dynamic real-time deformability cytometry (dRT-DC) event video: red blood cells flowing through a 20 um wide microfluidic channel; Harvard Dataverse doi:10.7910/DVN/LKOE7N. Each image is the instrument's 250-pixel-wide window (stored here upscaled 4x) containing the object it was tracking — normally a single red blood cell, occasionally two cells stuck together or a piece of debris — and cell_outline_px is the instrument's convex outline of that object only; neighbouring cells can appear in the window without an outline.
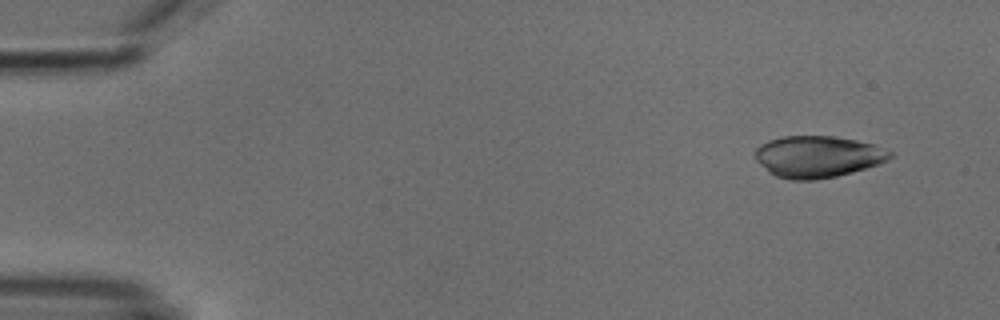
{"species": "common noctule bat (a hibernating species)", "species_latin": "Nyctalus noctula", "temperature_condition": "cold", "stored_images_in_passage": 8, "camera_frame_rate_fps": 3000, "um_per_image_px": 0.085, "animal": {"sex": "male", "body_mass_g": 18.8}, "frame": {"image": 1, "passage_image": 1, "time_ms": 0.0, "image_size_px": [1000, 320], "cell_outline_px": [[892, 156], [888, 160], [880, 164], [852, 172], [836, 176], [816, 180], [792, 180], [776, 176], [768, 172], [756, 160], [756, 148], [760, 144], [768, 140], [784, 136], [836, 136], [856, 140], [872, 144], [892, 152]], "centroid_in_image_um": [69.5, 13.32], "position_along_channel_um": 15.5, "area_um2": 32.77}}
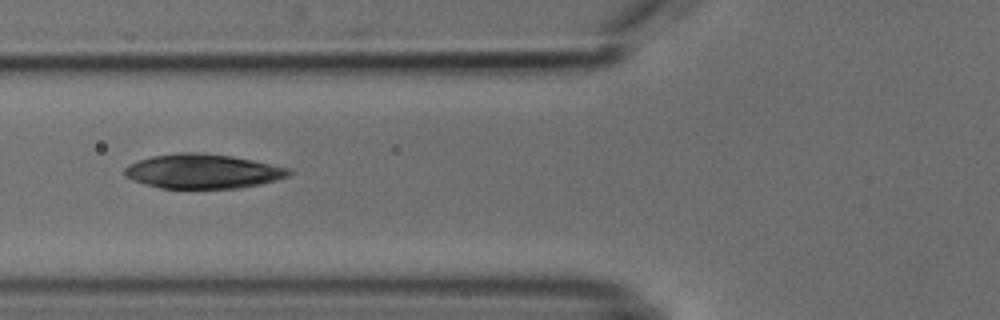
{"frame": {"image": 2, "passage_image": 5, "time_ms": 5.333, "image_size_px": [1000, 320], "cell_outline_px": [[292, 172], [288, 176], [276, 180], [260, 184], [240, 188], [160, 188], [132, 180], [124, 176], [124, 168], [128, 164], [152, 156], [180, 152], [196, 152], [232, 156], [252, 160], [288, 168]], "centroid_in_image_um": [17.21, 14.56], "position_along_channel_um": 108.6, "area_um2": 32.83}}
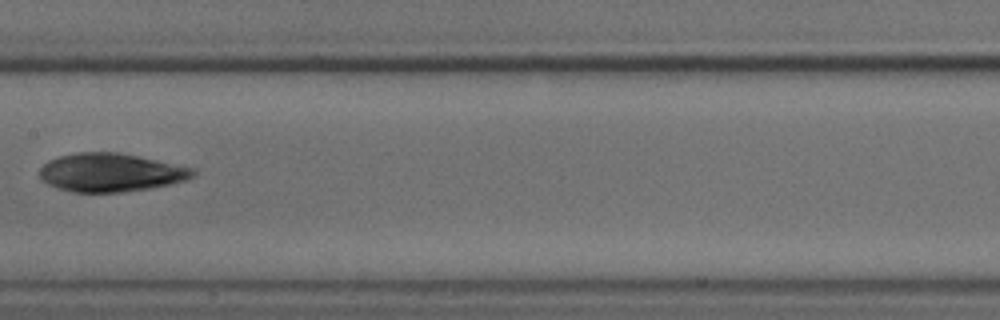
{"frame": {"image": 3, "passage_image": 7, "time_ms": 7.667, "image_size_px": [1000, 320], "cell_outline_px": [[196, 176], [184, 180], [168, 184], [148, 188], [120, 192], [76, 192], [56, 188], [40, 180], [40, 168], [48, 160], [60, 156], [76, 152], [120, 152], [196, 168]], "centroid_in_image_um": [9.41, 14.65], "position_along_channel_um": 198.0, "area_um2": 34.39}}